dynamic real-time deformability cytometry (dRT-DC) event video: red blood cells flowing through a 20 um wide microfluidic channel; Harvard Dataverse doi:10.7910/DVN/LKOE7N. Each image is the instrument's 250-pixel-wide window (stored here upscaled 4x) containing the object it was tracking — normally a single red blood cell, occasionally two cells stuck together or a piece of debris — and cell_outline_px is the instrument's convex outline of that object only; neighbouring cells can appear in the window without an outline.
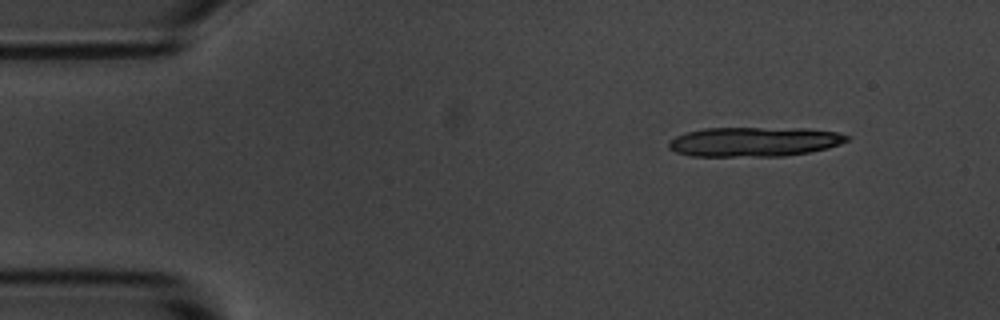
{"species": "common noctule bat (a hibernating species)", "species_latin": "Nyctalus noctula", "temperature_condition": "room temperature", "stored_images_in_passage": 4, "camera_frame_rate_fps": 3000, "um_per_image_px": 0.085, "animal": {"sex": "male", "body_mass_g": 20.1, "forearm_length_mm": 53.5}, "frame": {"image": 1, "passage_image": 1, "time_ms": 0.0, "image_size_px": [1000, 320], "cell_outline_px": [[848, 140], [840, 144], [828, 148], [808, 152], [784, 156], [692, 156], [676, 152], [668, 148], [668, 140], [676, 136], [688, 132], [704, 128], [804, 128], [836, 132], [848, 136]], "centroid_in_image_um": [64.08, 12.05], "position_along_channel_um": 20.9, "area_um2": 30.63}}